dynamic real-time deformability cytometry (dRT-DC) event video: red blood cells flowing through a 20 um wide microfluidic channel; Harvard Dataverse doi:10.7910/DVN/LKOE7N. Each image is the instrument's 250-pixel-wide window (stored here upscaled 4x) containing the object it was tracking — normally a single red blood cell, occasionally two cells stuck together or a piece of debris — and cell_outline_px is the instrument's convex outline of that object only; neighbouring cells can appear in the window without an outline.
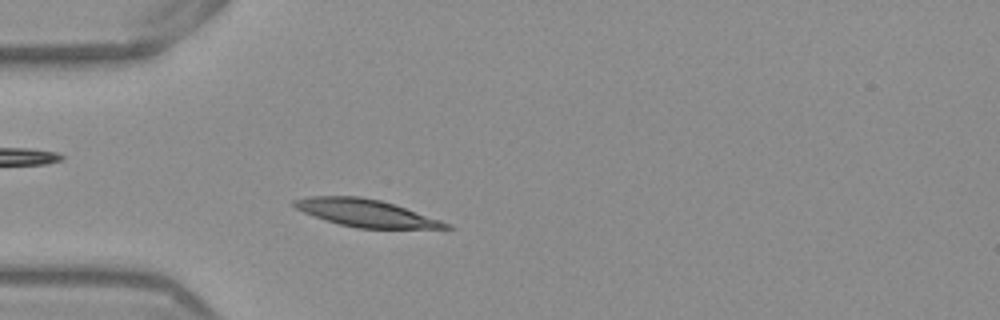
{"species": "Egyptian fruit bat (a non-hibernating species)", "species_latin": "Rousettus aegyptiacus", "temperature_condition": "warm", "stored_images_in_passage": 46, "camera_frame_rate_fps": 3000, "um_per_image_px": 0.085, "frame": {"image": 1, "passage_image": 8, "time_ms": 2.333, "image_size_px": [1000, 320], "cell_outline_px": [[456, 228], [356, 228], [340, 224], [304, 212], [296, 208], [292, 204], [292, 200], [308, 196], [360, 196], [380, 200], [452, 224]], "centroid_in_image_um": [31.08, 18.1], "position_along_channel_um": 53.9, "area_um2": 23.7}}
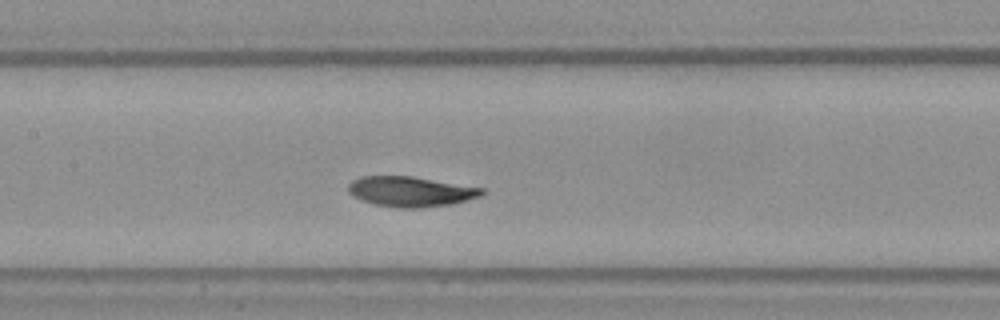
{"frame": {"image": 2, "passage_image": 18, "time_ms": 5.667, "image_size_px": [1000, 320], "cell_outline_px": [[484, 192], [480, 196], [452, 204], [420, 208], [400, 208], [376, 204], [352, 196], [348, 192], [348, 184], [352, 180], [360, 176], [412, 176], [484, 188]], "centroid_in_image_um": [34.89, 16.27], "position_along_channel_um": 172.5, "area_um2": 23.41}}
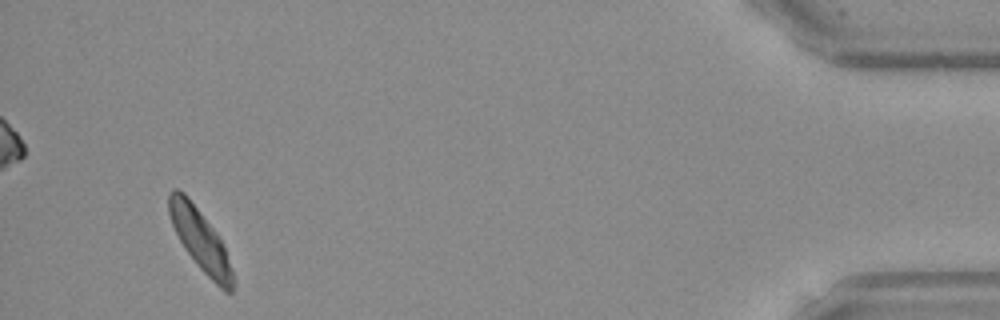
{"frame": {"image": 3, "passage_image": 43, "time_ms": 14.0, "image_size_px": [1000, 320], "cell_outline_px": [[232, 292], [224, 292], [196, 264], [184, 248], [172, 224], [168, 212], [168, 192], [172, 188], [176, 188], [184, 192], [188, 196], [216, 232], [224, 248], [232, 272]], "centroid_in_image_um": [16.97, 20.33], "position_along_channel_um": 418.2, "area_um2": 22.37}, "authors_computed_cell_mechanics": {"area_um2": 23.2645, "velocity_mm_per_s": 3.8211, "shape_relaxation_time_tau1_ms": 4.0504, "shape_relaxation_time_tau2_ms": 4.2178, "deformation_change_tau1": 0.1274, "deformation_change_tau2": 0.0645}}